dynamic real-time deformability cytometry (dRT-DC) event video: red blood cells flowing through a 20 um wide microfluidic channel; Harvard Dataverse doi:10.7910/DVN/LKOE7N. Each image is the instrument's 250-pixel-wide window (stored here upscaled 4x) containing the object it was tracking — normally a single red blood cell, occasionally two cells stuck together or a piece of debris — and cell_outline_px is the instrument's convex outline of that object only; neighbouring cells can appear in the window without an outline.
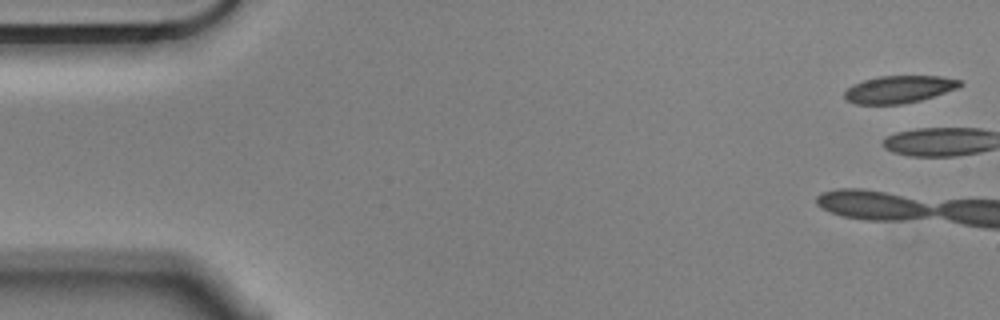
{"species": "Egyptian fruit bat (a non-hibernating species)", "species_latin": "Rousettus aegyptiacus", "temperature_condition": "cold", "stored_images_in_passage": 3, "camera_frame_rate_fps": 3000, "um_per_image_px": 0.085, "animal": {"sex": "male"}, "frame": {"image": 1, "passage_image": 1, "time_ms": 0.0, "image_size_px": [1000, 320], "cell_outline_px": [[964, 84], [956, 88], [920, 100], [900, 104], [856, 104], [844, 100], [844, 92], [852, 84], [864, 80], [880, 76], [940, 76], [960, 80]], "centroid_in_image_um": [76.36, 7.59], "position_along_channel_um": 8.6, "area_um2": 18.26}}